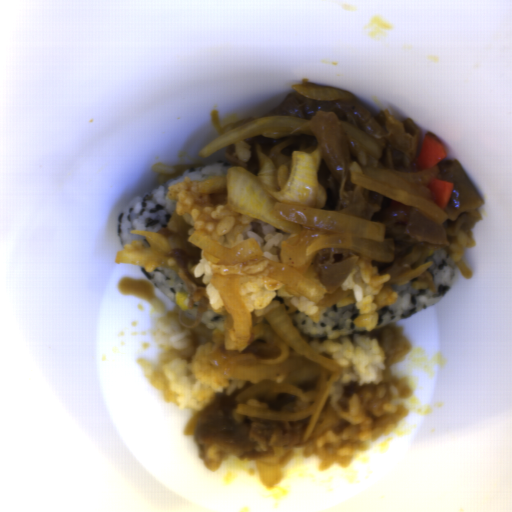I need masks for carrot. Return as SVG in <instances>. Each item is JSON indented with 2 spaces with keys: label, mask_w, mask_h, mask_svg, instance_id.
<instances>
[{
  "label": "carrot",
  "mask_w": 512,
  "mask_h": 512,
  "mask_svg": "<svg viewBox=\"0 0 512 512\" xmlns=\"http://www.w3.org/2000/svg\"><path fill=\"white\" fill-rule=\"evenodd\" d=\"M454 183L440 178H431L428 190L439 208L447 209L452 199Z\"/></svg>",
  "instance_id": "obj_2"
},
{
  "label": "carrot",
  "mask_w": 512,
  "mask_h": 512,
  "mask_svg": "<svg viewBox=\"0 0 512 512\" xmlns=\"http://www.w3.org/2000/svg\"><path fill=\"white\" fill-rule=\"evenodd\" d=\"M447 155L448 152L439 137L429 132L423 138L418 163L424 170H430Z\"/></svg>",
  "instance_id": "obj_1"
}]
</instances>
